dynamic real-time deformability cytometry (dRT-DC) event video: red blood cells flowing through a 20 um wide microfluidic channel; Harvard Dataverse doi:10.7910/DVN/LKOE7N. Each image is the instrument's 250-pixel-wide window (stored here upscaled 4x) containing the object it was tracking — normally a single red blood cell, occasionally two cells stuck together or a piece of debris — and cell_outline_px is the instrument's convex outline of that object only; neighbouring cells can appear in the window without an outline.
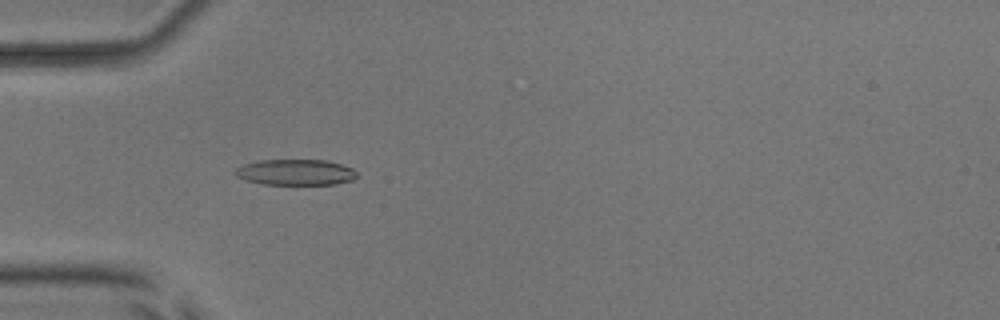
{"species": "common noctule bat (a hibernating species)", "species_latin": "Nyctalus noctula", "temperature_condition": "room temperature", "stored_images_in_passage": 41, "camera_frame_rate_fps": 3000, "um_per_image_px": 0.085, "animal": {"sex": "male", "body_mass_g": 17.9, "forearm_length_mm": 54.2}, "frame": {"image": 1, "passage_image": 18, "time_ms": 5.667, "image_size_px": [1000, 320], "cell_outline_px": [[356, 176], [352, 180], [336, 184], [260, 184], [236, 176], [232, 172], [236, 168], [244, 164], [260, 160], [328, 160], [352, 168], [356, 172]], "centroid_in_image_um": [25.1, 14.64], "position_along_channel_um": 59.9, "area_um2": 18.26}}
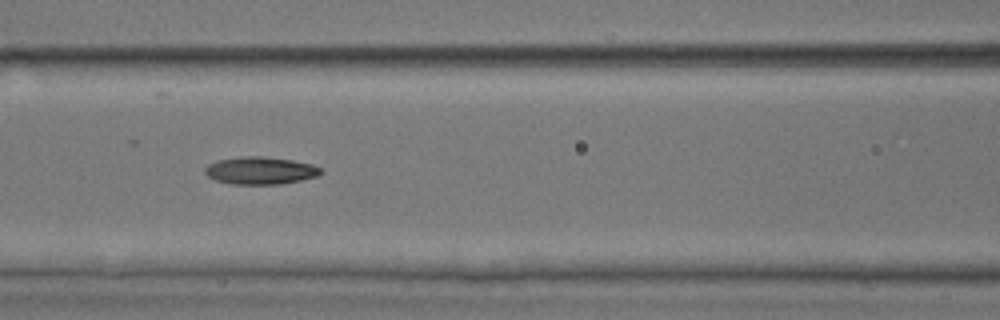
{"frame": {"image": 2, "passage_image": 25, "time_ms": 8.0, "image_size_px": [1000, 320], "cell_outline_px": [[320, 172], [316, 176], [300, 180], [280, 184], [228, 184], [216, 180], [208, 176], [204, 172], [204, 168], [208, 164], [216, 160], [244, 156], [260, 156], [292, 160], [312, 164], [320, 168]], "centroid_in_image_um": [22.07, 14.49], "position_along_channel_um": 144.5, "area_um2": 18.44}}
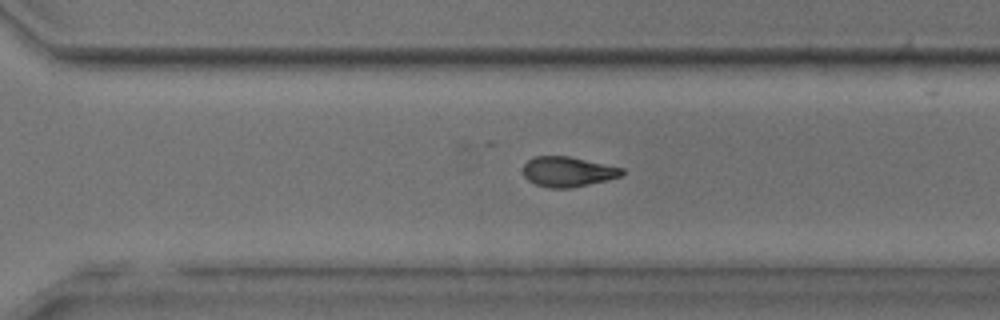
{"frame": {"image": 3, "passage_image": 39, "time_ms": 12.667, "image_size_px": [1000, 320], "cell_outline_px": [[624, 172], [620, 176], [572, 188], [548, 188], [536, 184], [528, 180], [524, 176], [524, 164], [528, 160], [536, 156], [568, 156], [624, 168]], "centroid_in_image_um": [48.24, 14.59], "position_along_channel_um": 322.4, "area_um2": 17.11}}